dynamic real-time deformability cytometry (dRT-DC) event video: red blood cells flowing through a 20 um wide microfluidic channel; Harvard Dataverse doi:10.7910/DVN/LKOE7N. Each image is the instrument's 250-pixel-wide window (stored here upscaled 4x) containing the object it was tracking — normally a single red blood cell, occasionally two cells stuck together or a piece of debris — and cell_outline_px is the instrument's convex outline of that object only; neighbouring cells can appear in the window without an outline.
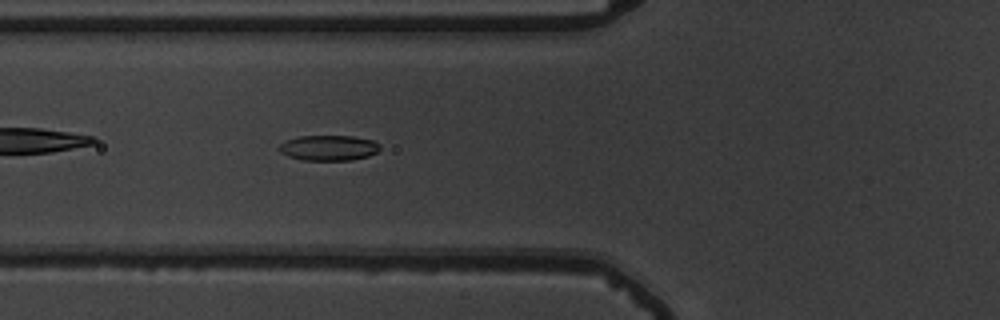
{"species": "common noctule bat (a hibernating species)", "species_latin": "Nyctalus noctula", "temperature_condition": "warm", "stored_images_in_passage": 40, "camera_frame_rate_fps": 3000, "um_per_image_px": 0.085, "animal": {"sex": "male", "body_mass_g": 19.5, "forearm_length_mm": 54.6}, "frame": {"image": 1, "passage_image": 6, "time_ms": 1.667, "image_size_px": [1000, 320], "cell_outline_px": [[380, 148], [376, 152], [368, 156], [352, 160], [300, 160], [288, 156], [280, 152], [276, 148], [280, 144], [288, 140], [300, 136], [352, 136], [372, 140], [380, 144]], "centroid_in_image_um": [27.92, 12.57], "position_along_channel_um": 97.9, "area_um2": 14.91}}
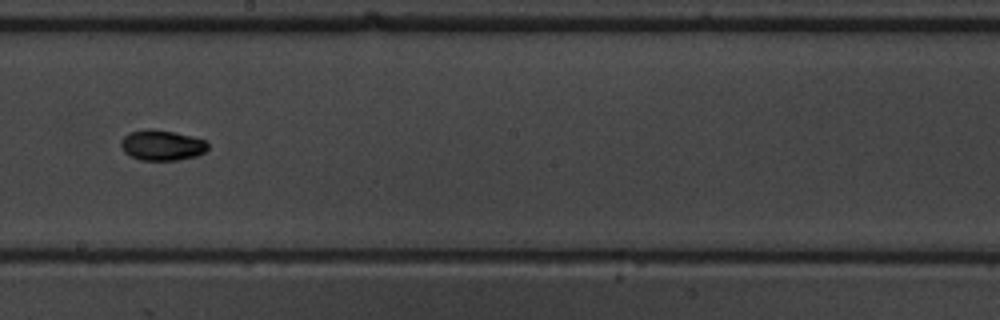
{"frame": {"image": 2, "passage_image": 17, "time_ms": 5.333, "image_size_px": [1000, 320], "cell_outline_px": [[208, 148], [204, 152], [196, 156], [176, 160], [140, 160], [124, 152], [120, 144], [120, 140], [128, 132], [148, 128], [152, 128], [192, 136], [208, 140]], "centroid_in_image_um": [13.76, 12.33], "position_along_channel_um": 234.4, "area_um2": 15.55}}
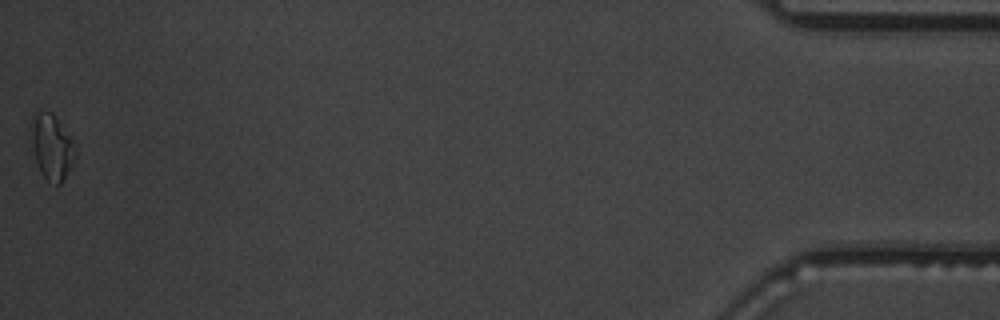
{"frame": {"image": 3, "passage_image": 40, "time_ms": 13.0, "image_size_px": [1000, 320], "cell_outline_px": [[76, 156], [72, 164], [60, 184], [56, 184], [48, 180], [44, 176], [36, 160], [32, 140], [32, 112], [52, 112], [56, 116], [72, 140], [76, 148]], "centroid_in_image_um": [4.42, 12.45], "position_along_channel_um": 430.8, "area_um2": 16.3}, "authors_computed_cell_mechanics": {"area_um2": 14.8835, "velocity_mm_per_s": 3.7259, "shape_relaxation_time_tau1_ms": 3.7157, "shape_relaxation_time_tau2_ms": 2.9532, "deformation_change_tau1": 0.1321, "deformation_change_tau2": 0.0568}}